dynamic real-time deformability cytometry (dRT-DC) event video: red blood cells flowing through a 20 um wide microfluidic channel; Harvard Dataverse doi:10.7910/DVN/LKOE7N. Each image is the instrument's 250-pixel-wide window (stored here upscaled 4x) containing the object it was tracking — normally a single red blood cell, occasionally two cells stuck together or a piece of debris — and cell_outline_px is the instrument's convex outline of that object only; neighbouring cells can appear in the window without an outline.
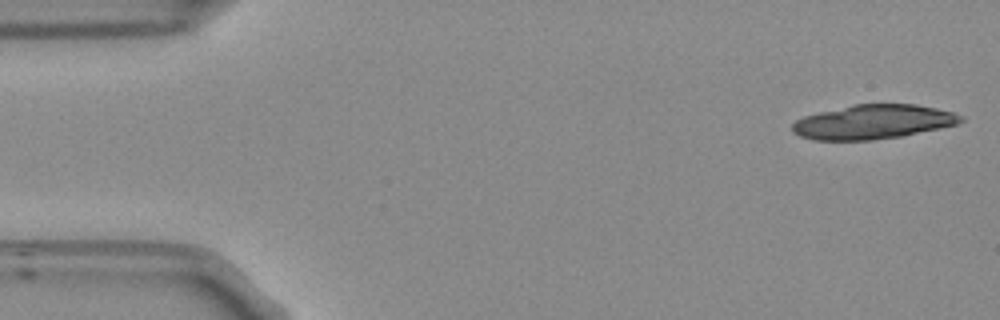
{"species": "Egyptian fruit bat (a non-hibernating species)", "species_latin": "Rousettus aegyptiacus", "temperature_condition": "room temperature", "stored_images_in_passage": 23, "camera_frame_rate_fps": 3000, "um_per_image_px": 0.085, "frame": {"image": 1, "passage_image": 1, "time_ms": 0.0, "image_size_px": [1000, 320], "cell_outline_px": [[964, 120], [956, 124], [900, 136], [872, 140], [812, 140], [800, 136], [792, 132], [792, 124], [796, 120], [804, 116], [852, 104], [916, 104], [936, 108], [952, 112], [964, 116]], "centroid_in_image_um": [74.18, 10.36], "position_along_channel_um": 10.8, "area_um2": 33.47}}